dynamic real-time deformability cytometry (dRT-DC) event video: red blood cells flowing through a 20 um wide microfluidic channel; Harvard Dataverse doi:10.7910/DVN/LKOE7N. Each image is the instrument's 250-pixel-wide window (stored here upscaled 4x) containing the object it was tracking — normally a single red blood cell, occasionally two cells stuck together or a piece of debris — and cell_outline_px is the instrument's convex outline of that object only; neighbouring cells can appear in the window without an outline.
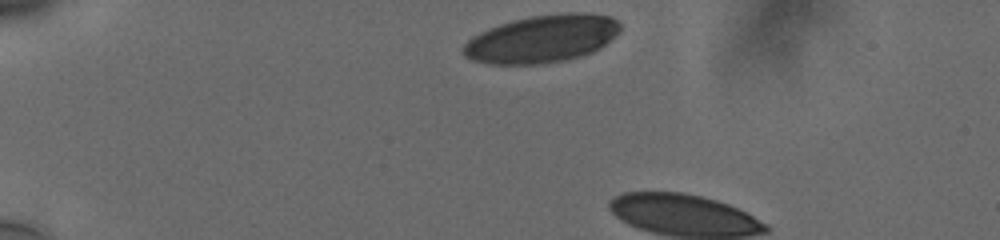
{"species": "human", "species_latin": "Homo sapiens", "temperature_condition": "cold", "stored_images_in_passage": 4, "camera_frame_rate_fps": 3000, "um_per_image_px": 0.085, "donor": {"sex": "male"}, "frame": {"image": 1, "passage_image": 1, "time_ms": 0.0, "image_size_px": [1000, 240], "cell_outline_px": [[620, 32], [600, 48], [592, 52], [580, 56], [564, 60], [536, 64], [488, 64], [472, 60], [464, 56], [460, 52], [460, 48], [472, 36], [488, 28], [512, 20], [528, 16], [568, 12], [588, 12], [612, 16], [620, 24]], "centroid_in_image_um": [46.05, 3.29], "position_along_channel_um": 39.0, "area_um2": 43.93}}